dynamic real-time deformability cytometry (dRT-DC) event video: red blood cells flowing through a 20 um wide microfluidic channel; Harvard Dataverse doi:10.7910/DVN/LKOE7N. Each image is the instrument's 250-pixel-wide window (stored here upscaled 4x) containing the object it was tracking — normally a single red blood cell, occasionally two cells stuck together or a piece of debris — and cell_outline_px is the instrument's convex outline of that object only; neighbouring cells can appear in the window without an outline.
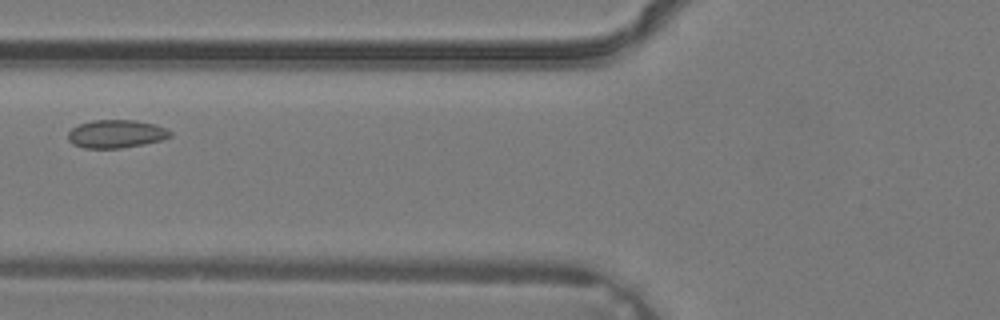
{"species": "common noctule bat (a hibernating species)", "species_latin": "Nyctalus noctula", "temperature_condition": "warm", "stored_images_in_passage": 5, "camera_frame_rate_fps": 3000, "um_per_image_px": 0.085, "animal": {"sex": "male", "body_mass_g": 19.2, "forearm_length_mm": 51.8}, "frame": {"image": 1, "passage_image": 5, "time_ms": 1.333, "image_size_px": [1000, 320], "cell_outline_px": [[172, 136], [160, 140], [144, 144], [120, 148], [84, 148], [72, 144], [68, 140], [68, 132], [72, 128], [80, 124], [92, 120], [136, 120], [156, 124], [172, 132]], "centroid_in_image_um": [9.86, 11.38], "position_along_channel_um": 115.9, "area_um2": 16.76}}